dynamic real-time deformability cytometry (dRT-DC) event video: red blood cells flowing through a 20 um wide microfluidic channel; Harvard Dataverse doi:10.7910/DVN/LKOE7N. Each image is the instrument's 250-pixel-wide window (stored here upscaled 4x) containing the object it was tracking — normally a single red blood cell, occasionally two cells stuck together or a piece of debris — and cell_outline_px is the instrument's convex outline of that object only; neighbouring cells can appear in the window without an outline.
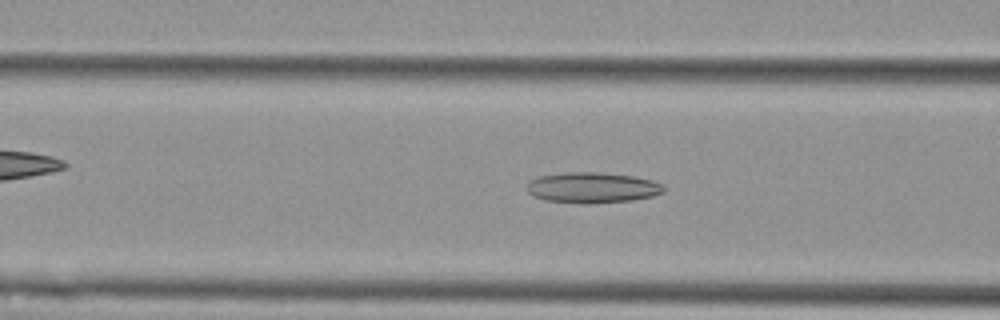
{"species": "Egyptian fruit bat (a non-hibernating species)", "species_latin": "Rousettus aegyptiacus", "temperature_condition": "cold", "stored_images_in_passage": 37, "camera_frame_rate_fps": 3000, "um_per_image_px": 0.085, "animal": {"sex": "female"}, "frame": {"image": 1, "passage_image": 5, "time_ms": 1.333, "image_size_px": [1000, 320], "cell_outline_px": [[664, 192], [652, 196], [632, 200], [588, 204], [548, 200], [532, 196], [528, 192], [528, 180], [540, 176], [568, 172], [596, 172], [632, 176], [652, 180], [664, 184]], "centroid_in_image_um": [50.36, 15.95], "position_along_channel_um": 116.2, "area_um2": 24.33}}
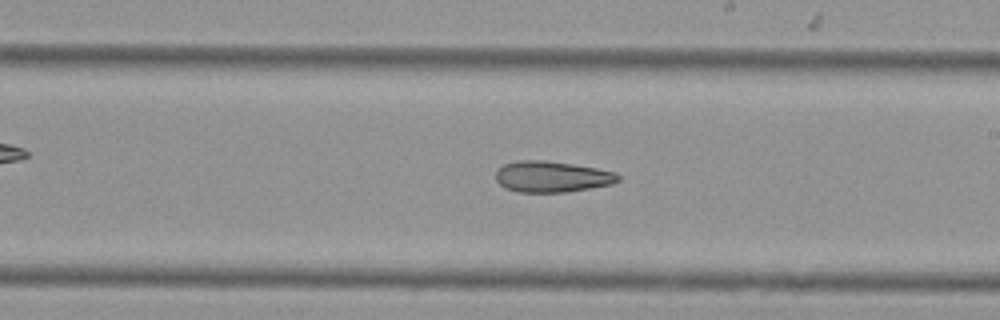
{"frame": {"image": 2, "passage_image": 15, "time_ms": 4.667, "image_size_px": [1000, 320], "cell_outline_px": [[620, 180], [612, 184], [564, 192], [516, 192], [504, 188], [496, 180], [496, 168], [504, 164], [520, 160], [544, 160], [572, 164], [596, 168], [616, 172], [620, 176]], "centroid_in_image_um": [46.88, 15.01], "position_along_channel_um": 242.1, "area_um2": 22.2}}
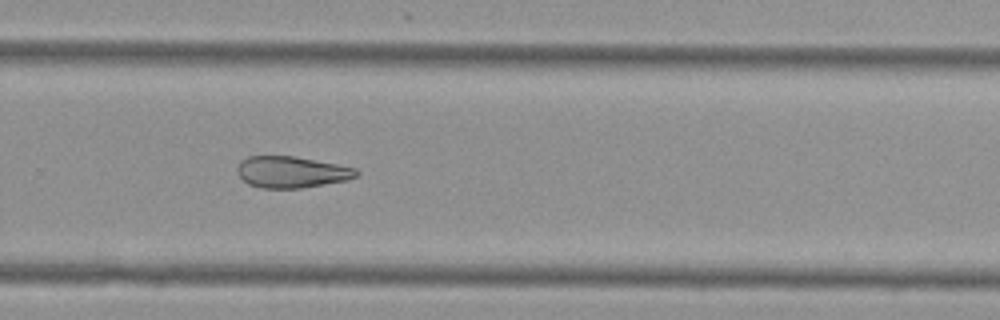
{"frame": {"image": 3, "passage_image": 20, "time_ms": 6.333, "image_size_px": [1000, 320], "cell_outline_px": [[360, 172], [356, 176], [348, 180], [300, 188], [260, 188], [248, 184], [236, 172], [236, 168], [240, 160], [248, 156], [292, 156], [336, 164], [356, 168]], "centroid_in_image_um": [24.75, 14.62], "position_along_channel_um": 305.1, "area_um2": 21.79}}